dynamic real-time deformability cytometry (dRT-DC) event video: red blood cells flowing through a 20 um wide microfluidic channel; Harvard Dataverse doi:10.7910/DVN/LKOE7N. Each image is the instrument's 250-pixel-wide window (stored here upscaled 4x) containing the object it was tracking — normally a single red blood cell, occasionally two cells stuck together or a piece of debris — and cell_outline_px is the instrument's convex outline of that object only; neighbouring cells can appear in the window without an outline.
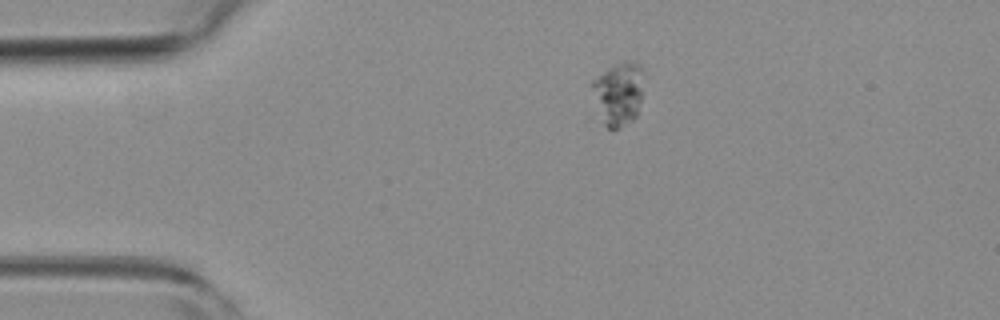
{"species": "common noctule bat (a hibernating species)", "species_latin": "Nyctalus noctula", "temperature_condition": "room temperature", "stored_images_in_passage": 45, "camera_frame_rate_fps": 3000, "um_per_image_px": 0.085, "animal": {"sex": "female", "body_mass_g": 19.3, "forearm_length_mm": 54.1}, "frame": {"image": 1, "passage_image": 1, "time_ms": 0.0, "image_size_px": [1000, 320], "cell_outline_px": [[644, 72], [640, 100], [636, 116], [632, 120], [616, 128], [608, 128], [604, 124], [588, 84], [592, 80], [608, 68], [624, 60], [632, 60]], "centroid_in_image_um": [52.54, 7.91], "position_along_channel_um": 32.5, "area_um2": 18.9}}
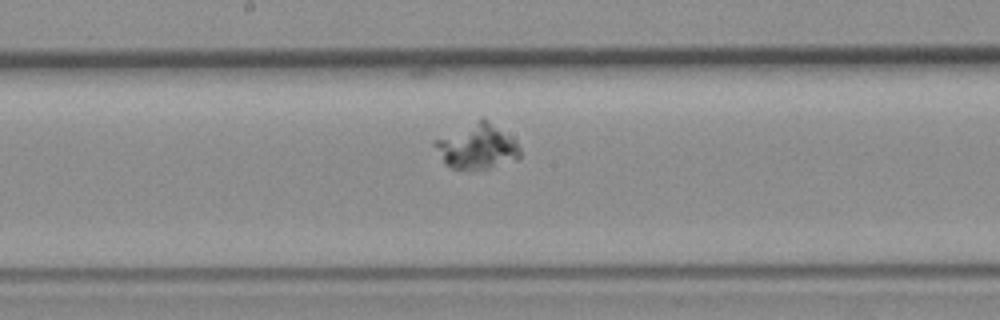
{"frame": {"image": 2, "passage_image": 19, "time_ms": 6.0, "image_size_px": [1000, 320], "cell_outline_px": [[520, 156], [516, 160], [488, 168], [452, 168], [444, 164], [432, 144], [432, 140], [484, 116], [512, 136], [516, 140], [520, 148]], "centroid_in_image_um": [40.54, 12.41], "position_along_channel_um": 207.7, "area_um2": 22.66}}
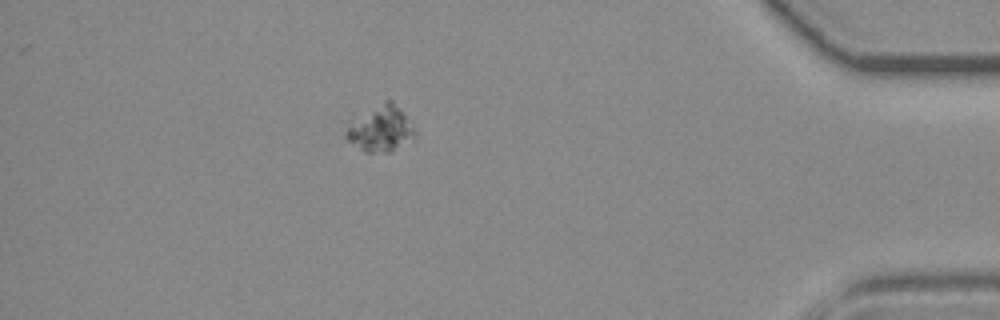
{"frame": {"image": 3, "passage_image": 38, "time_ms": 12.333, "image_size_px": [1000, 320], "cell_outline_px": [[416, 140], [388, 152], [364, 152], [348, 140], [344, 136], [344, 120], [384, 100], [392, 100], [416, 132]], "centroid_in_image_um": [32.25, 10.93], "position_along_channel_um": 403.0, "area_um2": 19.07}}